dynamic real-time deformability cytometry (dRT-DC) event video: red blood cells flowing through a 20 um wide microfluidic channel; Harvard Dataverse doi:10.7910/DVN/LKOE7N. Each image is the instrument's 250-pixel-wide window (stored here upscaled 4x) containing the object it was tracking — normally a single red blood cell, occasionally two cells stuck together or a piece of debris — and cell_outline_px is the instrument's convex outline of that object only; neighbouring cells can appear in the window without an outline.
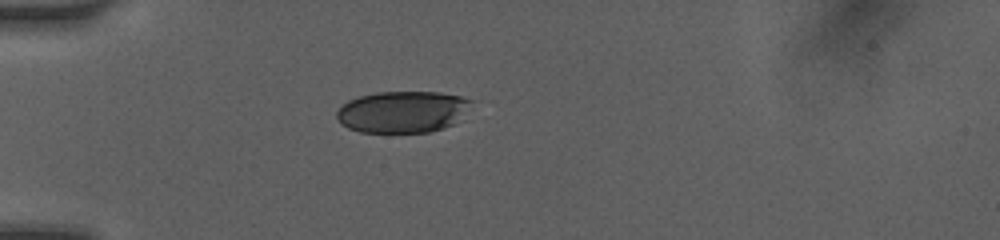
{"species": "human", "species_latin": "Homo sapiens", "temperature_condition": "room temperature", "stored_images_in_passage": 4, "camera_frame_rate_fps": 3000, "um_per_image_px": 0.085, "donor": {"sex": "female"}, "frame": {"image": 1, "passage_image": 1, "time_ms": 0.0, "image_size_px": [1000, 240], "cell_outline_px": [[472, 100], [452, 124], [444, 128], [428, 132], [360, 132], [348, 128], [340, 124], [336, 116], [336, 112], [348, 100], [360, 96], [376, 92], [440, 92], [460, 96]], "centroid_in_image_um": [34.13, 9.5], "position_along_channel_um": 50.9, "area_um2": 32.19}}
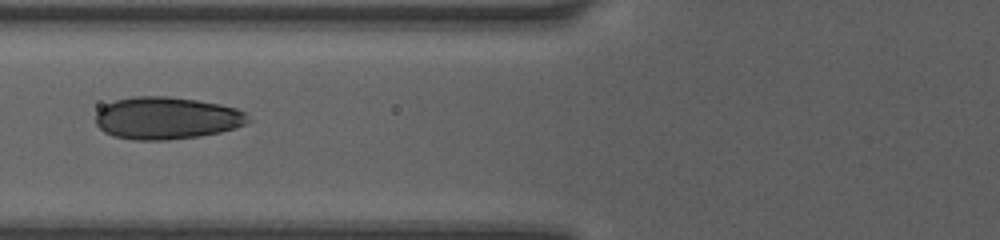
{"frame": {"image": 2, "passage_image": 3, "time_ms": 2.0, "image_size_px": [1000, 240], "cell_outline_px": [[252, 120], [244, 124], [220, 132], [200, 136], [168, 140], [132, 140], [112, 136], [104, 132], [96, 124], [96, 112], [104, 104], [116, 100], [132, 96], [168, 96], [196, 100], [220, 104], [236, 108], [244, 112]], "centroid_in_image_um": [14.12, 10.04], "position_along_channel_um": 111.7, "area_um2": 37.8}}